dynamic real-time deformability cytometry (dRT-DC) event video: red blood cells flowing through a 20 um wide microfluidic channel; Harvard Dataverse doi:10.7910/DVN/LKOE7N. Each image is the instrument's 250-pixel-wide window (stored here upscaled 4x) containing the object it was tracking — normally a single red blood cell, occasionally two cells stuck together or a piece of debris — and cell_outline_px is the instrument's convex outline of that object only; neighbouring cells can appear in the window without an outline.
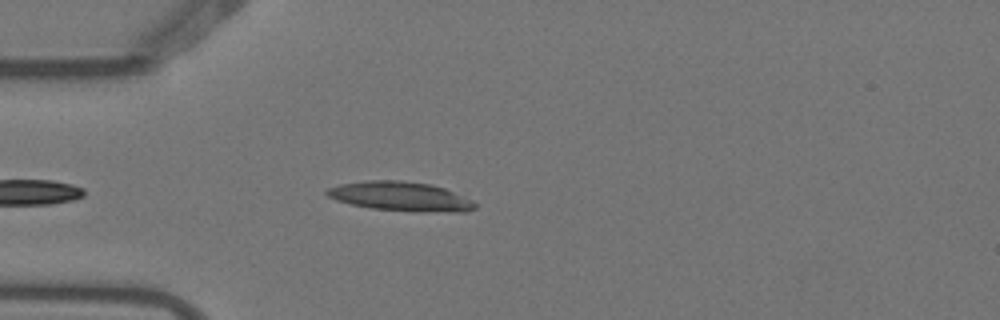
{"species": "Egyptian fruit bat (a non-hibernating species)", "species_latin": "Rousettus aegyptiacus", "temperature_condition": "warm", "stored_images_in_passage": 5, "camera_frame_rate_fps": 3000, "um_per_image_px": 0.085, "animal": {"sex": "female"}, "frame": {"image": 1, "passage_image": 5, "time_ms": 1.333, "image_size_px": [1000, 320], "cell_outline_px": [[476, 208], [468, 212], [420, 212], [372, 208], [352, 204], [336, 200], [328, 196], [324, 192], [328, 188], [340, 184], [364, 180], [400, 180], [432, 184], [444, 188], [472, 200], [476, 204]], "centroid_in_image_um": [34.07, 16.69], "position_along_channel_um": 50.9, "area_um2": 25.37}}